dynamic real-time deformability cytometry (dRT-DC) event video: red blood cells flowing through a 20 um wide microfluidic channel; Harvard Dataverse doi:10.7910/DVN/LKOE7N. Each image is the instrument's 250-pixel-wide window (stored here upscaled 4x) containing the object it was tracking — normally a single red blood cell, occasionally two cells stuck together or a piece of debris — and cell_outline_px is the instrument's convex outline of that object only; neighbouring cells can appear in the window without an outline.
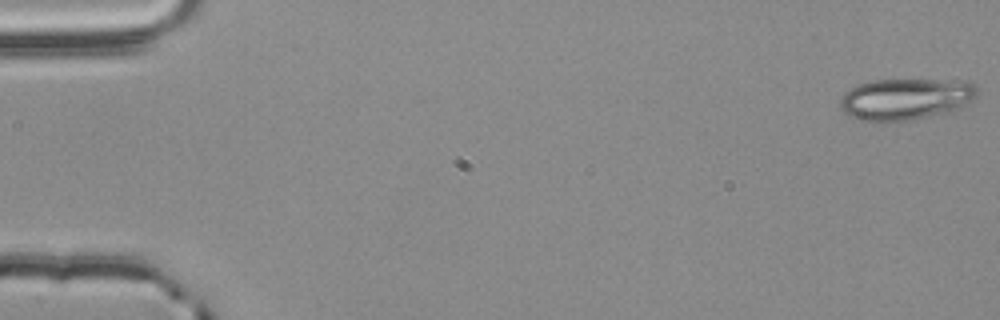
{"species": "common noctule bat (a hibernating species)", "species_latin": "Nyctalus noctula", "temperature_condition": "room temperature", "stored_images_in_passage": 55, "camera_frame_rate_fps": 3000, "um_per_image_px": 0.085, "animal": {"sex": "male", "body_mass_g": 20.4}, "frame": {"image": 1, "passage_image": 1, "time_ms": 0.0, "image_size_px": [1000, 320], "cell_outline_px": [[976, 96], [972, 100], [960, 108], [944, 112], [908, 120], [876, 124], [848, 116], [844, 112], [840, 104], [840, 100], [844, 92], [856, 84], [872, 80], [936, 80], [976, 84]], "centroid_in_image_um": [76.87, 8.44], "position_along_channel_um": 8.1, "area_um2": 33.06}}
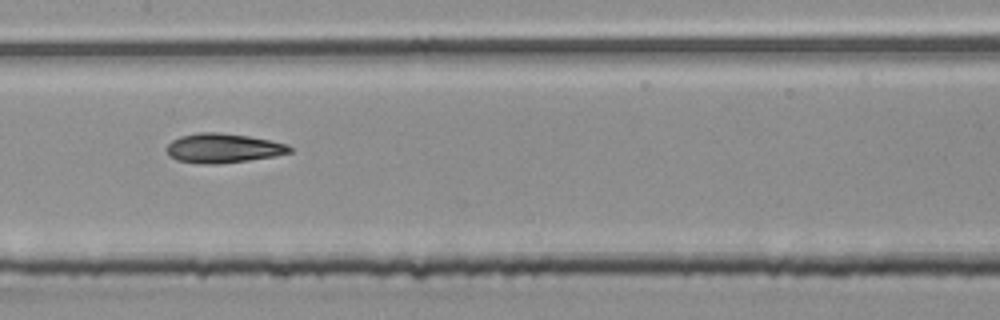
{"frame": {"image": 2, "passage_image": 28, "time_ms": 9.0, "image_size_px": [1000, 320], "cell_outline_px": [[292, 152], [276, 156], [248, 160], [212, 164], [196, 164], [176, 160], [168, 156], [168, 144], [172, 140], [180, 136], [196, 132], [220, 132], [248, 136], [268, 140], [284, 144], [292, 148]], "centroid_in_image_um": [18.92, 12.59], "position_along_channel_um": 188.5, "area_um2": 21.04}}
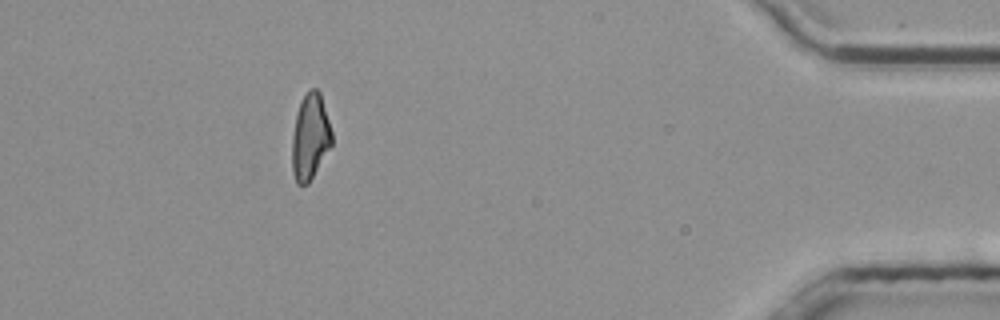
{"frame": {"image": 3, "passage_image": 50, "time_ms": 16.333, "image_size_px": [1000, 320], "cell_outline_px": [[332, 144], [308, 184], [296, 184], [292, 172], [292, 136], [296, 112], [300, 100], [312, 88], [316, 88], [320, 92], [332, 132]], "centroid_in_image_um": [26.35, 11.63], "position_along_channel_um": 408.9, "area_um2": 19.88}, "authors_computed_cell_mechanics": {"area_um2": 21.0392, "velocity_mm_per_s": 3.7969, "shape_relaxation_time_tau1_ms": null, "shape_relaxation_time_tau2_ms": 4.9975, "deformation_change_tau1": null, "deformation_change_tau2": 0.1337}}